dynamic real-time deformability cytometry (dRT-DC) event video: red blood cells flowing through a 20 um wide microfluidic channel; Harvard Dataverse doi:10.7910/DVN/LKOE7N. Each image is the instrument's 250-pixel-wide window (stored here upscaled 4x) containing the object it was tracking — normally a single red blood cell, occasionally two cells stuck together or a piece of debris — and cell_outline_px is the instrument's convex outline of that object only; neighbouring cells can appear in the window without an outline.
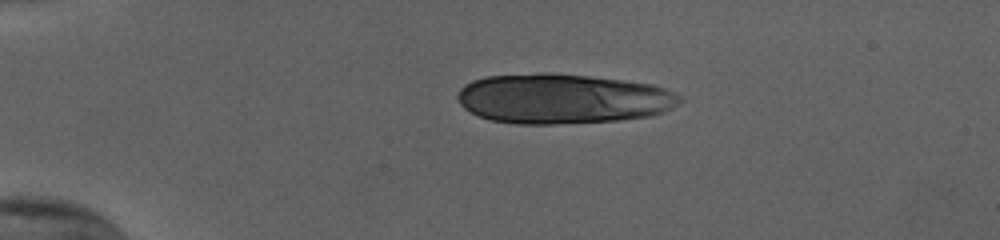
{"species": "human", "species_latin": "Homo sapiens", "temperature_condition": "cold", "stored_images_in_passage": 30, "camera_frame_rate_fps": 3000, "um_per_image_px": 0.085, "donor": {"sex": "female"}, "frame": {"image": 1, "passage_image": 1, "time_ms": 0.0, "image_size_px": [1000, 240], "cell_outline_px": [[684, 100], [672, 108], [664, 112], [648, 116], [620, 120], [552, 124], [516, 124], [492, 120], [480, 116], [464, 108], [460, 104], [456, 96], [460, 88], [464, 84], [472, 80], [484, 76], [540, 72], [548, 72], [588, 76], [624, 80], [652, 84], [664, 88], [680, 96]], "centroid_in_image_um": [47.8, 8.38], "position_along_channel_um": 37.2, "area_um2": 64.97}}